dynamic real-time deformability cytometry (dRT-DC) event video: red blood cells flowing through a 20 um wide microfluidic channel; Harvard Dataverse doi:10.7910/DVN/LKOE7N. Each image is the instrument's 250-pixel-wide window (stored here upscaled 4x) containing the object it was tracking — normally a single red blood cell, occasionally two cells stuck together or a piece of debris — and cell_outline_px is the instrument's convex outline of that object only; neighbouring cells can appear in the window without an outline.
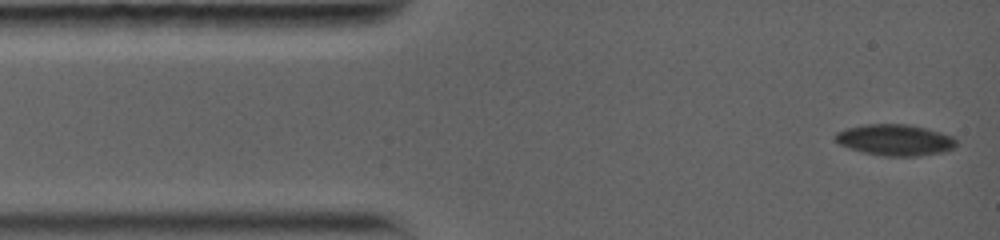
{"species": "common noctule bat (a hibernating species)", "species_latin": "Nyctalus noctula", "temperature_condition": "warm", "stored_images_in_passage": 8, "camera_frame_rate_fps": 5000, "um_per_image_px": 0.085, "animal": {"sex": "female", "body_mass_g": 19.0, "forearm_length_mm": 56.7}, "frame": {"image": 1, "passage_image": 1, "time_ms": 0.0, "image_size_px": [1000, 240], "cell_outline_px": [[956, 144], [952, 148], [944, 152], [920, 156], [884, 156], [864, 152], [848, 148], [840, 144], [832, 136], [836, 132], [848, 128], [868, 124], [908, 124], [928, 128], [952, 136], [956, 140]], "centroid_in_image_um": [76.08, 11.89], "position_along_channel_um": 8.9, "area_um2": 22.02}}
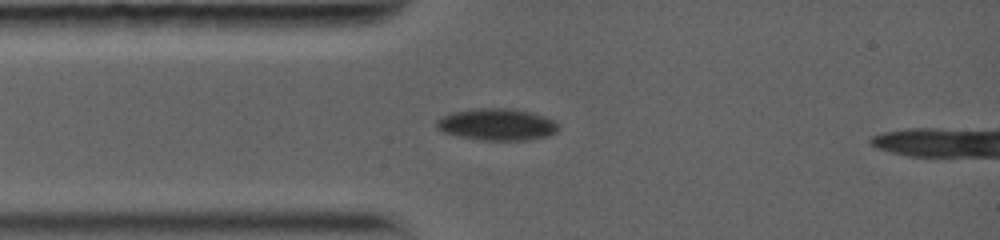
{"frame": {"image": 2, "passage_image": 4, "time_ms": 2.8, "image_size_px": [1000, 240], "cell_outline_px": [[560, 128], [556, 132], [548, 136], [524, 140], [480, 140], [460, 136], [444, 132], [436, 128], [436, 120], [452, 112], [476, 108], [512, 108], [544, 116], [552, 120]], "centroid_in_image_um": [42.23, 10.58], "position_along_channel_um": 42.8, "area_um2": 22.43}}
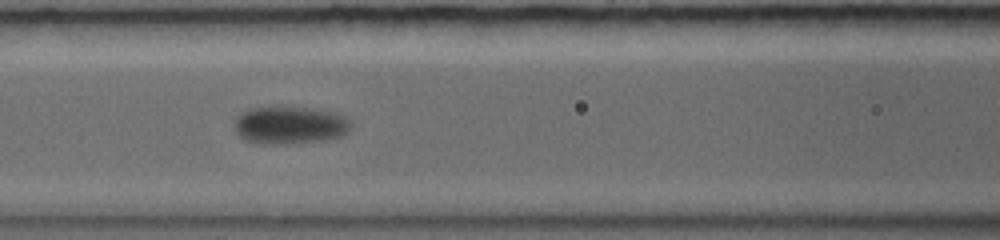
{"frame": {"image": 3, "passage_image": 7, "time_ms": 5.6, "image_size_px": [1000, 240], "cell_outline_px": [[352, 128], [348, 132], [340, 136], [324, 140], [276, 144], [260, 144], [244, 140], [236, 132], [232, 124], [236, 116], [248, 108], [276, 104], [312, 108], [336, 112], [352, 120]], "centroid_in_image_um": [24.6, 10.59], "position_along_channel_um": 142.0, "area_um2": 26.65}}